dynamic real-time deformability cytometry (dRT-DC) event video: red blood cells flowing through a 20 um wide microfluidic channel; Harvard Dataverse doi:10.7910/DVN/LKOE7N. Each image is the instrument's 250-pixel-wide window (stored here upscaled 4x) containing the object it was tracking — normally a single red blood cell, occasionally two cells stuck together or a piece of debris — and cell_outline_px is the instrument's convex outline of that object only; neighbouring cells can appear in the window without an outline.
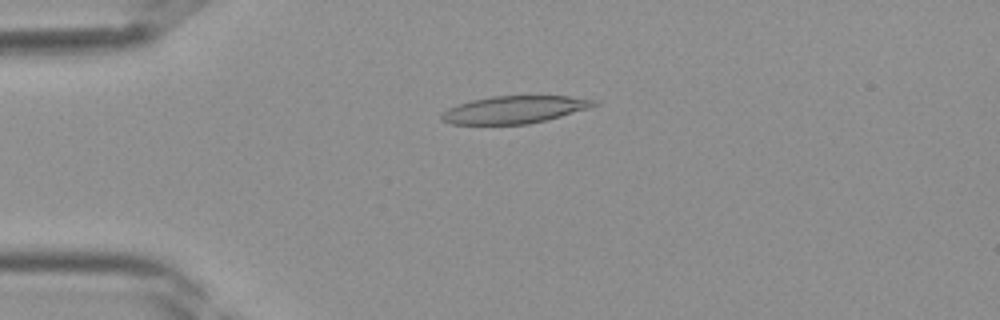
{"species": "Egyptian fruit bat (a non-hibernating species)", "species_latin": "Rousettus aegyptiacus", "temperature_condition": "room temperature", "stored_images_in_passage": 39, "camera_frame_rate_fps": 3000, "um_per_image_px": 0.085, "frame": {"image": 1, "passage_image": 10, "time_ms": 3.0, "image_size_px": [1000, 320], "cell_outline_px": [[600, 104], [588, 108], [560, 116], [528, 124], [452, 124], [440, 120], [440, 116], [448, 108], [472, 100], [492, 96], [568, 96], [596, 100]], "centroid_in_image_um": [43.72, 9.32], "position_along_channel_um": 41.3, "area_um2": 24.1}}
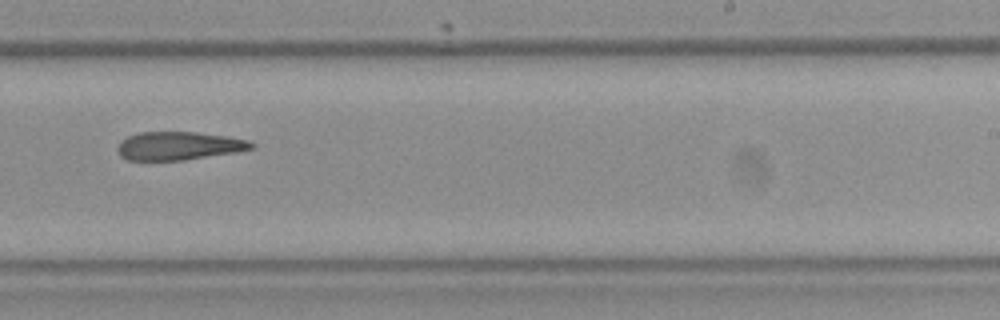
{"frame": {"image": 2, "passage_image": 25, "time_ms": 8.0, "image_size_px": [1000, 320], "cell_outline_px": [[256, 148], [236, 152], [184, 160], [128, 160], [120, 156], [116, 152], [116, 148], [120, 140], [128, 136], [140, 132], [196, 132], [228, 136], [248, 140], [256, 144]], "centroid_in_image_um": [15.19, 12.39], "position_along_channel_um": 273.8, "area_um2": 22.31}}
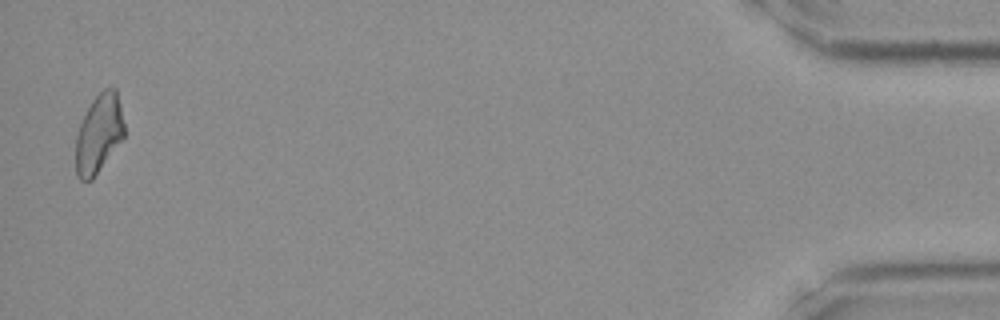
{"frame": {"image": 3, "passage_image": 39, "time_ms": 12.667, "image_size_px": [1000, 320], "cell_outline_px": [[124, 136], [92, 180], [80, 180], [76, 176], [76, 136], [80, 124], [92, 100], [104, 88], [116, 88], [120, 104], [124, 124]], "centroid_in_image_um": [8.39, 11.36], "position_along_channel_um": 426.8, "area_um2": 21.96}}